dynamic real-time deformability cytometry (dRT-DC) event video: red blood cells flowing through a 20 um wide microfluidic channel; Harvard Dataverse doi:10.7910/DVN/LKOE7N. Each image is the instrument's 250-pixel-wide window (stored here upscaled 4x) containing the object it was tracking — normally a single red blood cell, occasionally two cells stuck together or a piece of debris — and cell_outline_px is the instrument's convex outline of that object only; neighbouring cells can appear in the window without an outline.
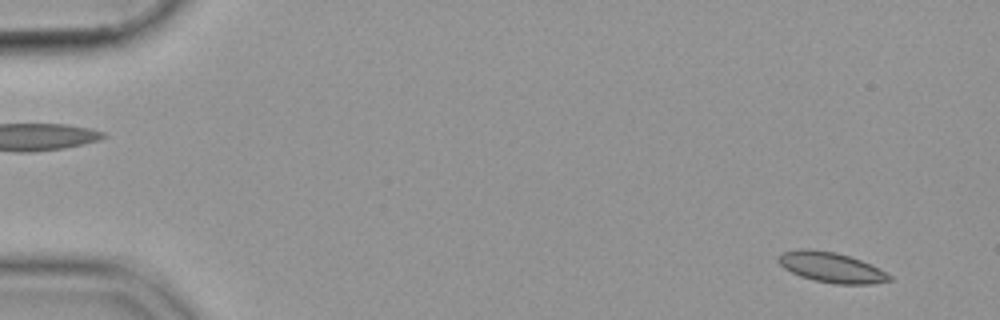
{"species": "common noctule bat (a hibernating species)", "species_latin": "Nyctalus noctula", "temperature_condition": "cold", "stored_images_in_passage": 55, "camera_frame_rate_fps": 3000, "um_per_image_px": 0.085, "animal": {"sex": "female", "body_mass_g": 19.9}, "frame": {"image": 1, "passage_image": 4, "time_ms": 1.0, "image_size_px": [1000, 320], "cell_outline_px": [[892, 280], [872, 284], [836, 284], [812, 280], [800, 276], [784, 268], [780, 264], [780, 256], [784, 252], [804, 248], [808, 248], [836, 252], [860, 260], [880, 268], [892, 276]], "centroid_in_image_um": [70.71, 22.74], "position_along_channel_um": 14.3, "area_um2": 19.42}}
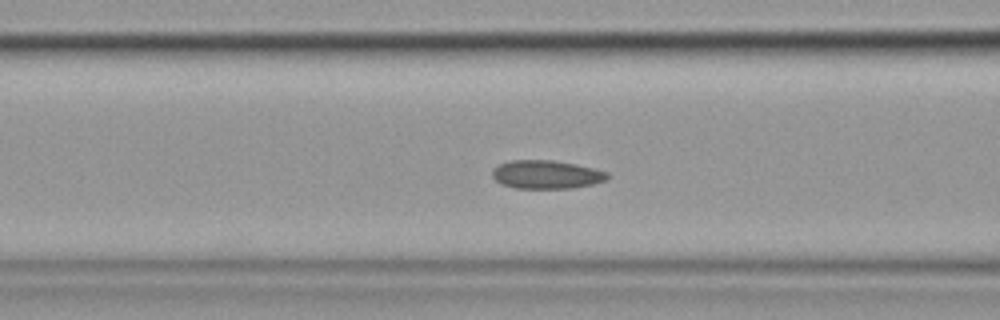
{"frame": {"image": 2, "passage_image": 23, "time_ms": 7.333, "image_size_px": [1000, 320], "cell_outline_px": [[608, 180], [592, 184], [572, 188], [516, 188], [500, 184], [492, 176], [492, 168], [500, 164], [512, 160], [552, 160], [576, 164], [608, 172]], "centroid_in_image_um": [46.43, 14.83], "position_along_channel_um": 120.2, "area_um2": 19.07}}
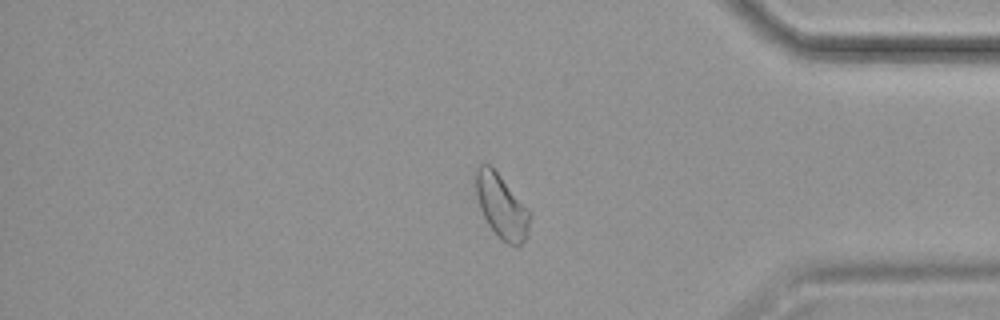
{"frame": {"image": 3, "passage_image": 47, "time_ms": 15.333, "image_size_px": [1000, 320], "cell_outline_px": [[532, 216], [528, 236], [516, 248], [500, 240], [496, 236], [488, 224], [480, 208], [476, 192], [476, 168], [480, 164], [488, 164], [500, 176], [532, 212]], "centroid_in_image_um": [42.68, 17.61], "position_along_channel_um": 392.5, "area_um2": 20.29}}